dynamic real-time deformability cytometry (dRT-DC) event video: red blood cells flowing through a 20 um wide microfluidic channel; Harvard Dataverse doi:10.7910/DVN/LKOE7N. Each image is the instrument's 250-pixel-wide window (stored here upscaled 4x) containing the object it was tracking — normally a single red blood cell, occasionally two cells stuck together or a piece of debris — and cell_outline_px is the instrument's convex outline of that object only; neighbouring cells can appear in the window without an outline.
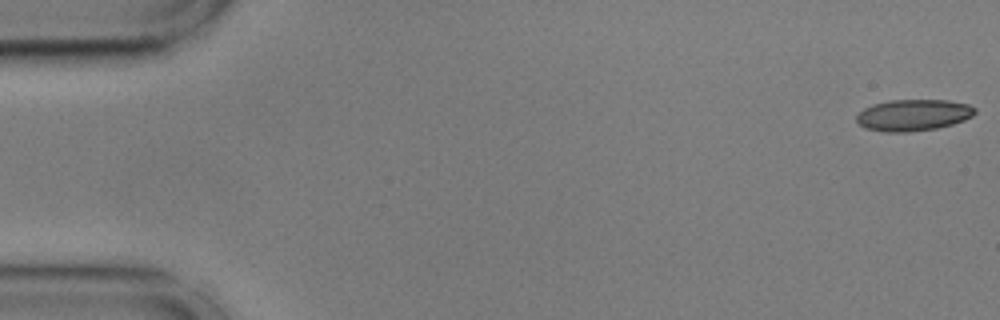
{"species": "common noctule bat (a hibernating species)", "species_latin": "Nyctalus noctula", "temperature_condition": "cold", "stored_images_in_passage": 55, "camera_frame_rate_fps": 3000, "um_per_image_px": 0.085, "animal": {"sex": "male", "body_mass_g": 17.9, "forearm_length_mm": 54.2}, "frame": {"image": 1, "passage_image": 1, "time_ms": 0.0, "image_size_px": [1000, 320], "cell_outline_px": [[976, 112], [972, 116], [964, 120], [952, 124], [936, 128], [908, 132], [888, 132], [864, 128], [856, 120], [856, 116], [864, 108], [872, 104], [888, 100], [948, 100], [968, 104], [976, 108]], "centroid_in_image_um": [77.63, 9.77], "position_along_channel_um": 7.4, "area_um2": 21.73}}
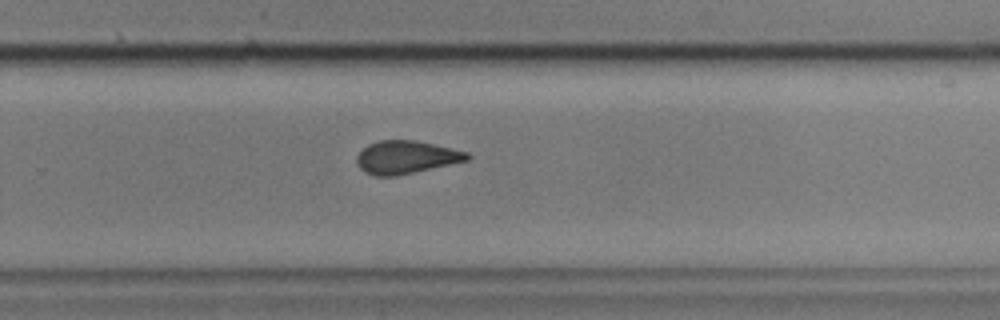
{"frame": {"image": 2, "passage_image": 36, "time_ms": 11.667, "image_size_px": [1000, 320], "cell_outline_px": [[472, 156], [468, 160], [396, 176], [372, 176], [364, 172], [356, 164], [356, 156], [368, 144], [380, 140], [416, 140], [452, 148], [468, 152]], "centroid_in_image_um": [34.5, 13.36], "position_along_channel_um": 295.3, "area_um2": 21.27}}
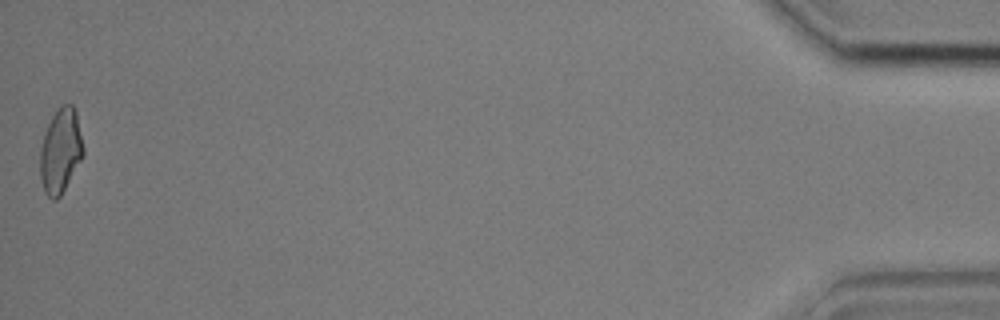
{"frame": {"image": 3, "passage_image": 55, "time_ms": 18.0, "image_size_px": [1000, 320], "cell_outline_px": [[84, 156], [60, 196], [56, 200], [52, 200], [44, 192], [40, 176], [40, 148], [44, 132], [52, 116], [60, 104], [72, 104], [76, 112], [84, 148]], "centroid_in_image_um": [5.14, 12.82], "position_along_channel_um": 430.1, "area_um2": 21.44}, "authors_computed_cell_mechanics": {"area_um2": 21.675, "velocity_mm_per_s": 3.6178, "shape_relaxation_time_tau1_ms": null, "shape_relaxation_time_tau2_ms": 2.4677, "deformation_change_tau1": null, "deformation_change_tau2": 0.0919}}